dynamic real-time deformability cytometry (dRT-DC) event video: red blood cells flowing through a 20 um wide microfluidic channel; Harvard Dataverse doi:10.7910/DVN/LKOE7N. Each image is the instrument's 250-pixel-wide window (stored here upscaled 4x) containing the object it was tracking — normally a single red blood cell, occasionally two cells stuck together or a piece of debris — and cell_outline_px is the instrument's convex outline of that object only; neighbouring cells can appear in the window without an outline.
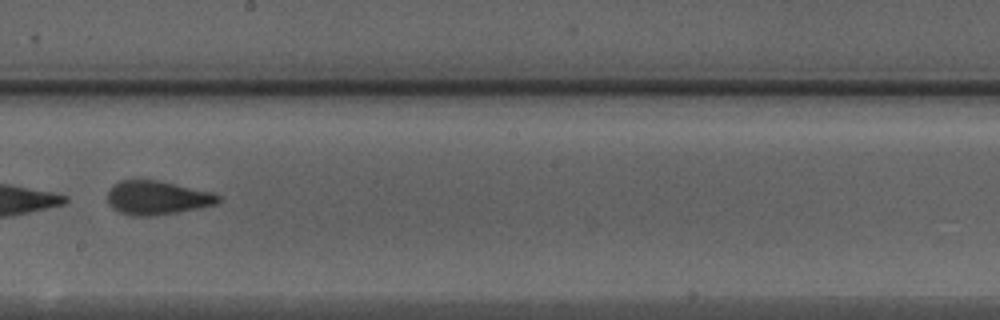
{"species": "Egyptian fruit bat (a non-hibernating species)", "species_latin": "Rousettus aegyptiacus", "temperature_condition": "warm", "stored_images_in_passage": 37, "camera_frame_rate_fps": 3000, "um_per_image_px": 0.085, "animal": {"sex": "male"}, "frame": {"image": 1, "passage_image": 18, "time_ms": 5.667, "image_size_px": [1000, 320], "cell_outline_px": [[220, 200], [216, 204], [200, 208], [156, 216], [132, 216], [120, 212], [112, 208], [108, 200], [108, 192], [112, 184], [120, 180], [160, 180], [212, 192], [220, 196]], "centroid_in_image_um": [13.36, 16.81], "position_along_channel_um": 234.8, "area_um2": 22.02}, "authors_computed_cell_mechanics": {"area_um2": 22.7154, "velocity_mm_per_s": 4.3467, "shape_relaxation_time_tau1_ms": null, "shape_relaxation_time_tau2_ms": 0.8897, "deformation_change_tau1": null, "deformation_change_tau2": 0.0884}}